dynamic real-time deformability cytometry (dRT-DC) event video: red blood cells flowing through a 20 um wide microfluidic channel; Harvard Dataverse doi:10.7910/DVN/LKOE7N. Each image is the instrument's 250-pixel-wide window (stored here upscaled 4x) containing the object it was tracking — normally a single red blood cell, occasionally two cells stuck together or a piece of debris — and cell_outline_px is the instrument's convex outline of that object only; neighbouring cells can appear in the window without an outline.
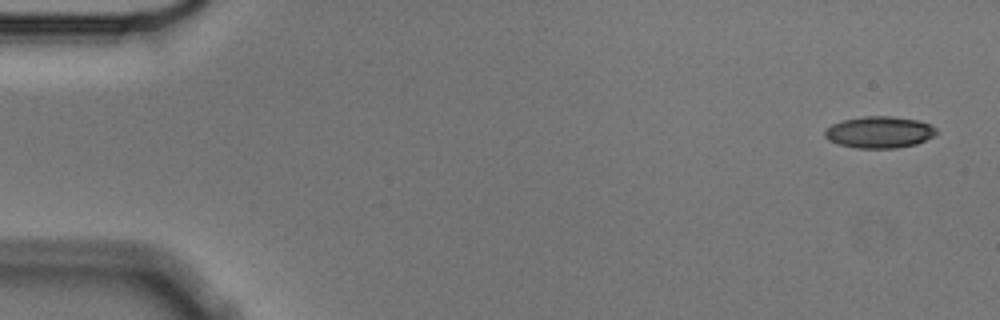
{"species": "Egyptian fruit bat (a non-hibernating species)", "species_latin": "Rousettus aegyptiacus", "temperature_condition": "cold", "stored_images_in_passage": 6, "camera_frame_rate_fps": 3000, "um_per_image_px": 0.085, "animal": {"sex": "male"}, "frame": {"image": 1, "passage_image": 1, "time_ms": 0.0, "image_size_px": [1000, 320], "cell_outline_px": [[940, 132], [936, 136], [916, 144], [896, 148], [856, 148], [840, 144], [828, 140], [824, 136], [824, 132], [832, 124], [844, 120], [864, 116], [892, 116], [916, 120], [928, 124], [936, 128]], "centroid_in_image_um": [74.78, 11.24], "position_along_channel_um": 10.2, "area_um2": 20.58}}
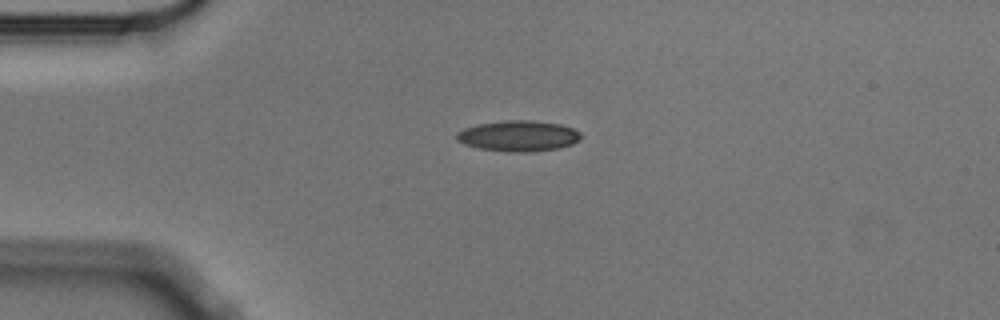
{"frame": {"image": 2, "passage_image": 4, "time_ms": 1.0, "image_size_px": [1000, 320], "cell_outline_px": [[584, 136], [580, 140], [572, 144], [560, 148], [524, 152], [508, 152], [480, 148], [464, 144], [456, 140], [456, 132], [464, 128], [480, 124], [504, 120], [532, 120], [560, 124], [572, 128], [580, 132]], "centroid_in_image_um": [44.09, 11.55], "position_along_channel_um": 40.9, "area_um2": 22.37}}
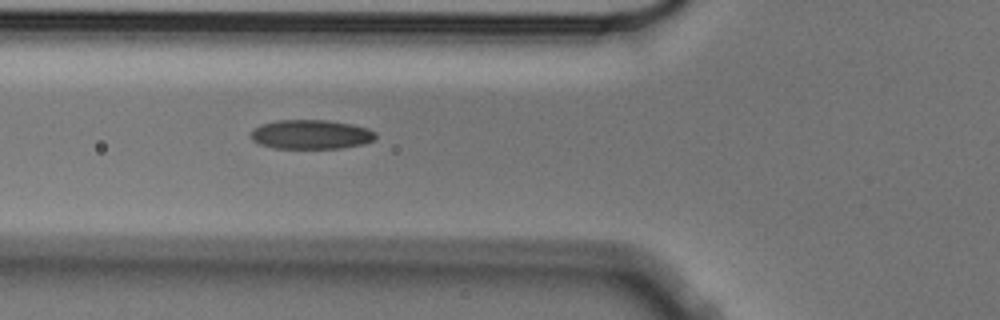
{"frame": {"image": 3, "passage_image": 6, "time_ms": 1.667, "image_size_px": [1000, 320], "cell_outline_px": [[376, 136], [372, 140], [360, 144], [340, 148], [272, 148], [260, 144], [252, 140], [252, 128], [260, 124], [276, 120], [328, 120], [352, 124], [368, 128], [376, 132]], "centroid_in_image_um": [26.4, 11.41], "position_along_channel_um": 99.4, "area_um2": 21.27}}